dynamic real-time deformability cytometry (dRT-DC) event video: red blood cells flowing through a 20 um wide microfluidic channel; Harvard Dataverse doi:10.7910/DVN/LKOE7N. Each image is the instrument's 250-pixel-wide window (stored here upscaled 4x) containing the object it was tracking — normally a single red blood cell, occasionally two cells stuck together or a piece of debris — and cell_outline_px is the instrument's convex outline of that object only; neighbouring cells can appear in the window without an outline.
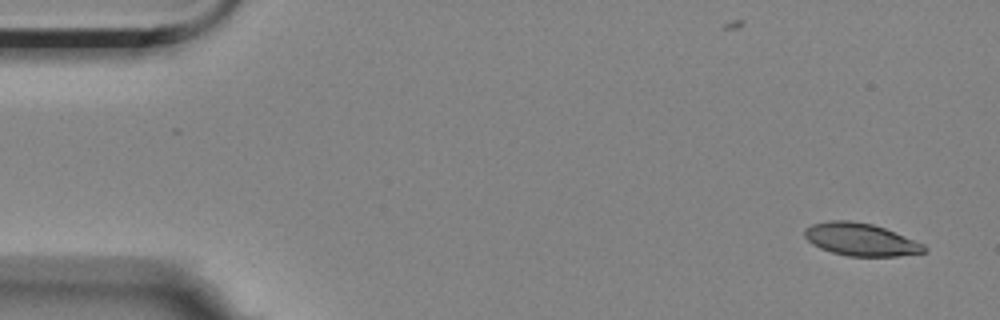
{"species": "Egyptian fruit bat (a non-hibernating species)", "species_latin": "Rousettus aegyptiacus", "temperature_condition": "room temperature", "stored_images_in_passage": 4, "camera_frame_rate_fps": 3000, "um_per_image_px": 0.085, "animal": {"sex": "female"}, "frame": {"image": 1, "passage_image": 1, "time_ms": 0.0, "image_size_px": [1000, 320], "cell_outline_px": [[928, 252], [896, 256], [848, 256], [832, 252], [820, 248], [812, 244], [804, 236], [804, 228], [812, 224], [832, 220], [848, 220], [872, 224], [884, 228], [924, 244], [928, 248]], "centroid_in_image_um": [73.16, 20.36], "position_along_channel_um": 11.8, "area_um2": 22.66}}
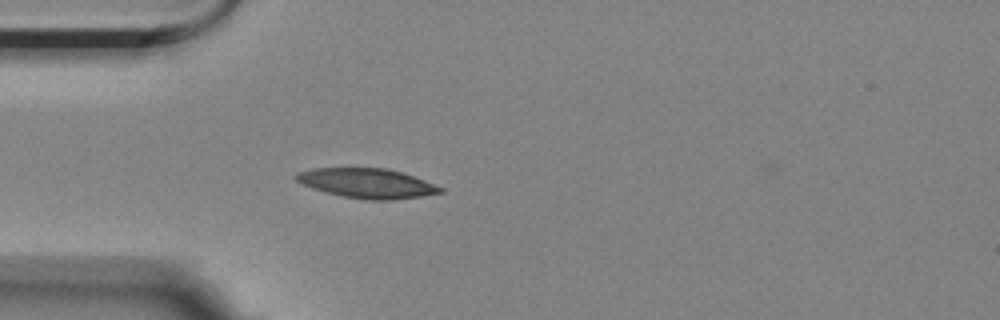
{"frame": {"image": 2, "passage_image": 4, "time_ms": 4.333, "image_size_px": [1000, 320], "cell_outline_px": [[444, 192], [420, 196], [392, 200], [368, 200], [344, 196], [312, 188], [296, 180], [292, 176], [296, 172], [312, 168], [388, 168], [424, 180], [444, 188]], "centroid_in_image_um": [31.18, 15.57], "position_along_channel_um": 53.8, "area_um2": 24.74}}